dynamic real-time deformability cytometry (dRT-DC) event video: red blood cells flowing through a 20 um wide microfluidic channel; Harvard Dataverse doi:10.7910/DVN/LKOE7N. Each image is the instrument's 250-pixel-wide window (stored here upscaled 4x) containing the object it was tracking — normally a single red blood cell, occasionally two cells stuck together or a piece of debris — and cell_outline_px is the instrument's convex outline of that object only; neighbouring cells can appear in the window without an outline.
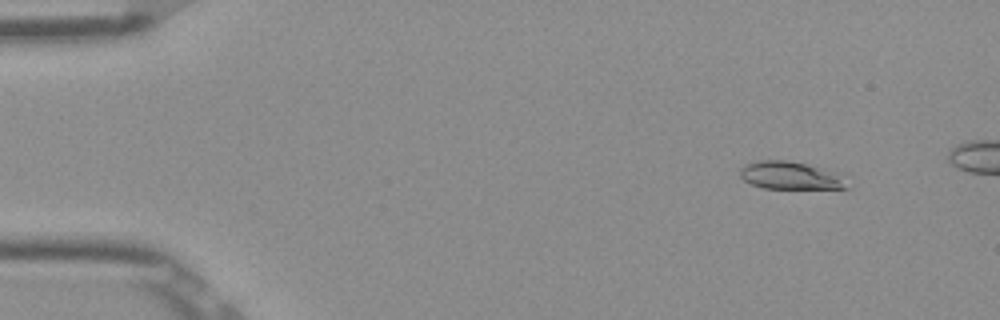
{"species": "Egyptian fruit bat (a non-hibernating species)", "species_latin": "Rousettus aegyptiacus", "temperature_condition": "room temperature", "stored_images_in_passage": 17, "camera_frame_rate_fps": 3000, "um_per_image_px": 0.085, "frame": {"image": 1, "passage_image": 6, "time_ms": 1.667, "image_size_px": [1000, 320], "cell_outline_px": [[848, 188], [764, 188], [752, 184], [744, 180], [740, 176], [740, 168], [744, 164], [756, 160], [788, 160], [836, 172]], "centroid_in_image_um": [67.07, 14.9], "position_along_channel_um": 17.9, "area_um2": 16.88}}